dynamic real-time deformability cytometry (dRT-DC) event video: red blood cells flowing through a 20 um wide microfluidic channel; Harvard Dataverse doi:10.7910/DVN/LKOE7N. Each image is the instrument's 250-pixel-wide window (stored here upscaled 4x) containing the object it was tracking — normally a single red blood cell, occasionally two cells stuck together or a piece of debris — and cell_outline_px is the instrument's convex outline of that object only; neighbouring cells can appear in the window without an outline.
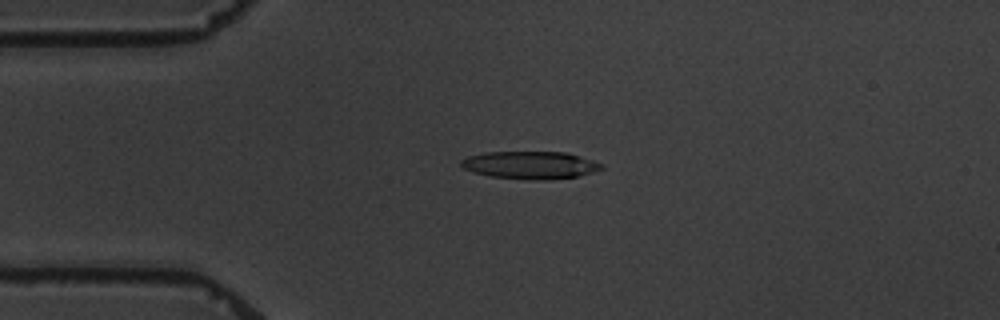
{"species": "common noctule bat (a hibernating species)", "species_latin": "Nyctalus noctula", "temperature_condition": "warm", "stored_images_in_passage": 4, "camera_frame_rate_fps": 3000, "um_per_image_px": 0.085, "animal": {"sex": "male", "body_mass_g": 19.5, "forearm_length_mm": 54.6}, "frame": {"image": 1, "passage_image": 4, "time_ms": 3.667, "image_size_px": [1000, 320], "cell_outline_px": [[604, 168], [592, 172], [576, 176], [548, 180], [528, 180], [492, 176], [472, 172], [464, 168], [460, 164], [460, 160], [468, 156], [484, 152], [568, 152], [604, 164]], "centroid_in_image_um": [45.07, 14.03], "position_along_channel_um": 39.9, "area_um2": 22.66}}